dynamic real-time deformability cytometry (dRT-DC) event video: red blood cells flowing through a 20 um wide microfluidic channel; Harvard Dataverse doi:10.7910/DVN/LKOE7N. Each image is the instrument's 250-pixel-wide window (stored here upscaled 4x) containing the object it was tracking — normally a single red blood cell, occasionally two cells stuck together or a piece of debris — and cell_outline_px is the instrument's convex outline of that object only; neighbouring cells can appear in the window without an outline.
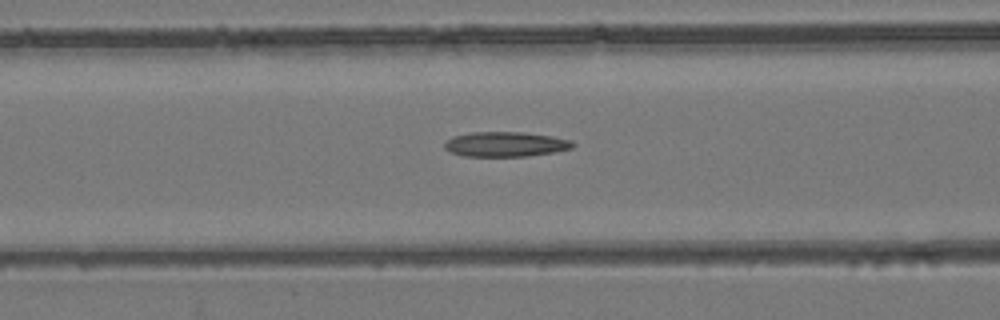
{"species": "common noctule bat (a hibernating species)", "species_latin": "Nyctalus noctula", "temperature_condition": "room temperature", "stored_images_in_passage": 53, "camera_frame_rate_fps": 3000, "um_per_image_px": 0.085, "animal": {"sex": "female", "body_mass_g": 24.6, "forearm_length_mm": 56.2}, "frame": {"image": 1, "passage_image": 22, "time_ms": 7.0, "image_size_px": [1000, 320], "cell_outline_px": [[576, 144], [572, 148], [552, 152], [528, 156], [464, 156], [452, 152], [444, 148], [444, 144], [452, 136], [472, 132], [524, 132], [552, 136], [572, 140]], "centroid_in_image_um": [42.99, 12.25], "position_along_channel_um": 123.6, "area_um2": 18.55}}
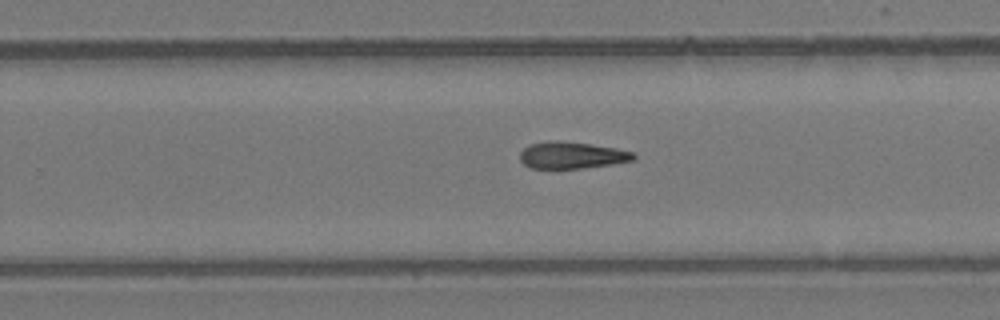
{"frame": {"image": 2, "passage_image": 34, "time_ms": 11.0, "image_size_px": [1000, 320], "cell_outline_px": [[636, 156], [632, 160], [612, 164], [584, 168], [528, 168], [520, 160], [520, 152], [528, 144], [548, 140], [556, 140], [588, 144], [616, 148], [632, 152]], "centroid_in_image_um": [48.54, 13.19], "position_along_channel_um": 281.3, "area_um2": 17.69}}
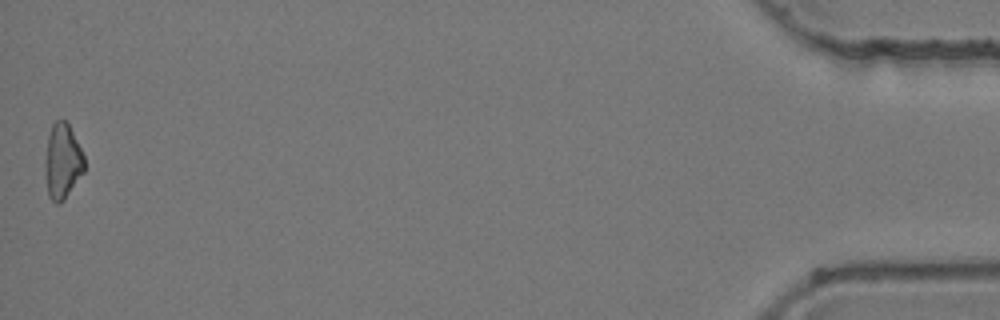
{"frame": {"image": 3, "passage_image": 53, "time_ms": 17.333, "image_size_px": [1000, 320], "cell_outline_px": [[84, 172], [64, 200], [60, 204], [56, 204], [48, 196], [44, 164], [48, 136], [52, 124], [56, 120], [64, 120], [68, 124], [84, 156]], "centroid_in_image_um": [5.3, 13.74], "position_along_channel_um": 429.9, "area_um2": 17.11}}